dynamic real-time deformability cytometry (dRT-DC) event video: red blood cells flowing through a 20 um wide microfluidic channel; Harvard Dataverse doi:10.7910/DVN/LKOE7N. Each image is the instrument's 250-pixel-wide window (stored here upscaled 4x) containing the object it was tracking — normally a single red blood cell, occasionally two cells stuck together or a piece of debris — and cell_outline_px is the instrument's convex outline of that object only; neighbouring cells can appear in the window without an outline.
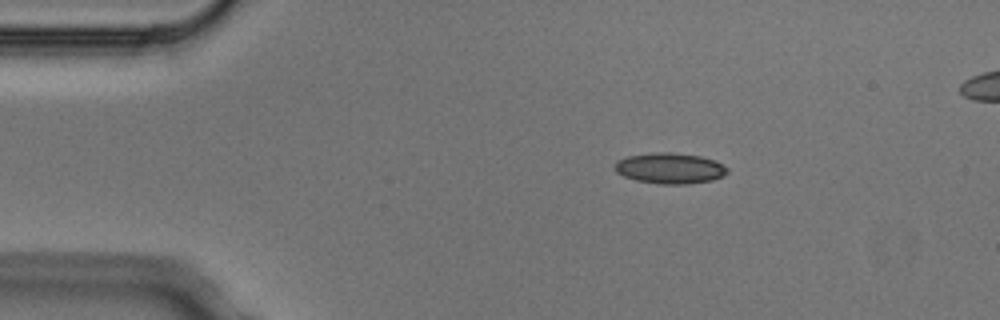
{"species": "Egyptian fruit bat (a non-hibernating species)", "species_latin": "Rousettus aegyptiacus", "temperature_condition": "cold", "stored_images_in_passage": 3, "camera_frame_rate_fps": 3000, "um_per_image_px": 0.085, "animal": {"sex": "male"}, "frame": {"image": 1, "passage_image": 1, "time_ms": 0.0, "image_size_px": [1000, 320], "cell_outline_px": [[728, 172], [724, 176], [712, 180], [688, 184], [660, 184], [636, 180], [624, 176], [616, 172], [616, 160], [628, 156], [656, 152], [672, 152], [700, 156], [716, 160], [728, 168]], "centroid_in_image_um": [56.98, 14.3], "position_along_channel_um": 28.0, "area_um2": 20.23}}